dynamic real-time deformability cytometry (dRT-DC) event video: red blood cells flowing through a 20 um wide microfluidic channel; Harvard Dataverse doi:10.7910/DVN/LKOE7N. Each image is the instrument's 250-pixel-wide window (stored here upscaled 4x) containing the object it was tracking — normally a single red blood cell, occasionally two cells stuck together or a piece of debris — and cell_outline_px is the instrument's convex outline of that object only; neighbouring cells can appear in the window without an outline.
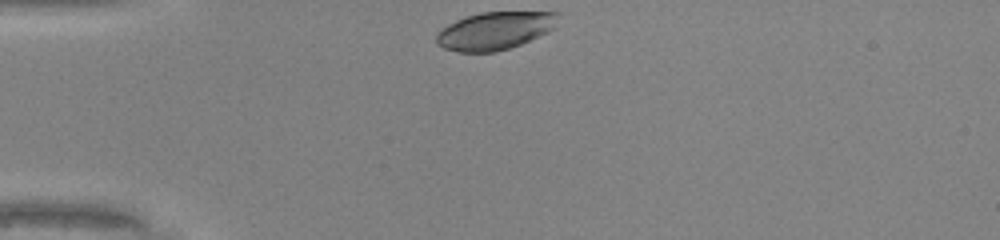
{"species": "common noctule bat (a hibernating species)", "species_latin": "Nyctalus noctula", "temperature_condition": "warm", "stored_images_in_passage": 28, "camera_frame_rate_fps": 3000, "um_per_image_px": 0.085, "animal": {"sex": "male", "body_mass_g": 20.0, "forearm_length_mm": 53.3}, "frame": {"image": 1, "passage_image": 1, "time_ms": 0.0, "image_size_px": [1000, 240], "cell_outline_px": [[560, 16], [552, 28], [548, 32], [520, 44], [496, 52], [460, 52], [444, 48], [436, 44], [436, 36], [448, 24], [456, 20], [480, 12], [560, 12]], "centroid_in_image_um": [42.07, 2.61], "position_along_channel_um": 42.9, "area_um2": 26.53}}
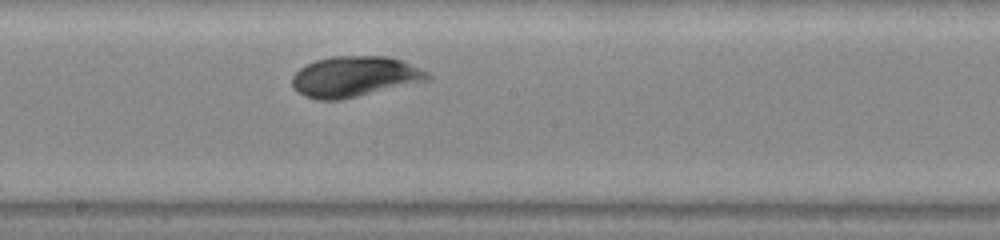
{"frame": {"image": 2, "passage_image": 16, "time_ms": 5.0, "image_size_px": [1000, 240], "cell_outline_px": [[432, 80], [340, 100], [316, 100], [296, 92], [292, 88], [292, 76], [300, 68], [316, 60], [332, 56], [388, 56], [400, 60], [420, 68], [428, 72], [432, 76]], "centroid_in_image_um": [30.15, 6.52], "position_along_channel_um": 218.0, "area_um2": 32.25}}
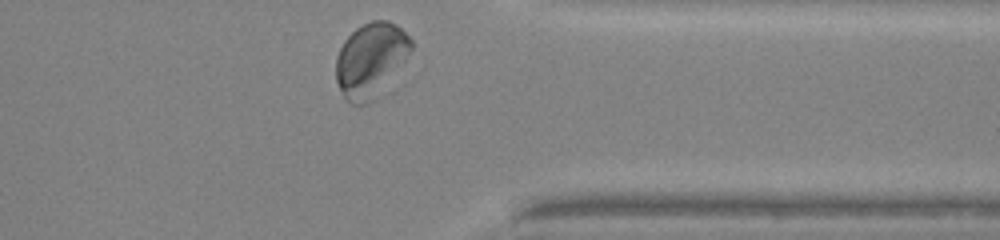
{"frame": {"image": 3, "passage_image": 28, "time_ms": 9.0, "image_size_px": [1000, 240], "cell_outline_px": [[412, 48], [404, 60], [376, 100], [368, 104], [352, 104], [344, 96], [336, 80], [336, 56], [344, 40], [356, 28], [372, 20], [388, 20], [396, 24], [412, 40]], "centroid_in_image_um": [31.5, 5.09], "position_along_channel_um": 379.9, "area_um2": 32.31}, "authors_computed_cell_mechanics": {"area_um2": 29.9982, "velocity_mm_per_s": 4.1745, "shape_relaxation_time_tau1_ms": 7.857, "shape_relaxation_time_tau2_ms": 0.71, "deformation_change_tau1": 0.2602, "deformation_change_tau2": 0.0461}}